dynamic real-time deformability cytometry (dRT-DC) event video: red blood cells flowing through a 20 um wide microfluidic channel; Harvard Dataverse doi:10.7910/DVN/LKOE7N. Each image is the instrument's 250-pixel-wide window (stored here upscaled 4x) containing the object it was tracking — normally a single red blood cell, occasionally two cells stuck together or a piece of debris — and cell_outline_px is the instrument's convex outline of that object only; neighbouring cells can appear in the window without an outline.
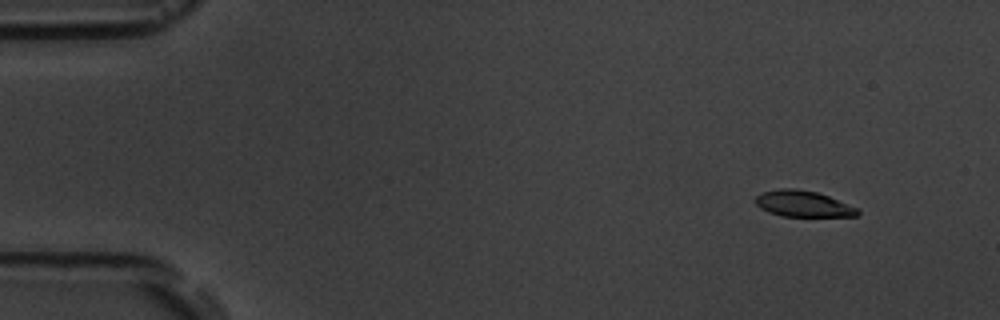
{"species": "common noctule bat (a hibernating species)", "species_latin": "Nyctalus noctula", "temperature_condition": "room temperature", "stored_images_in_passage": 7, "camera_frame_rate_fps": 3000, "um_per_image_px": 0.085, "animal": {"sex": "male", "body_mass_g": 19.5, "forearm_length_mm": 54.6}, "frame": {"image": 1, "passage_image": 2, "time_ms": 1.0, "image_size_px": [1000, 320], "cell_outline_px": [[860, 212], [856, 216], [780, 216], [768, 212], [760, 208], [756, 204], [756, 196], [764, 192], [780, 188], [796, 188], [816, 192], [828, 196], [860, 208]], "centroid_in_image_um": [68.28, 17.32], "position_along_channel_um": 16.7, "area_um2": 15.55}}
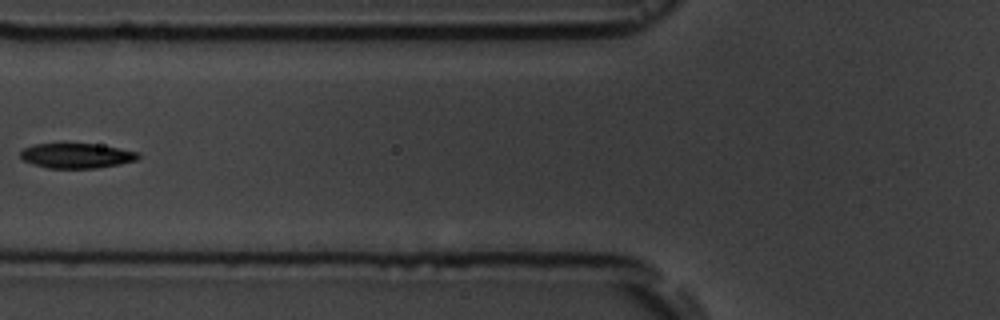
{"frame": {"image": 2, "passage_image": 6, "time_ms": 6.667, "image_size_px": [1000, 320], "cell_outline_px": [[140, 156], [136, 160], [120, 164], [96, 168], [48, 168], [32, 164], [24, 160], [20, 156], [20, 152], [24, 148], [36, 144], [92, 144], [140, 152]], "centroid_in_image_um": [6.5, 13.24], "position_along_channel_um": 119.3, "area_um2": 16.88}}
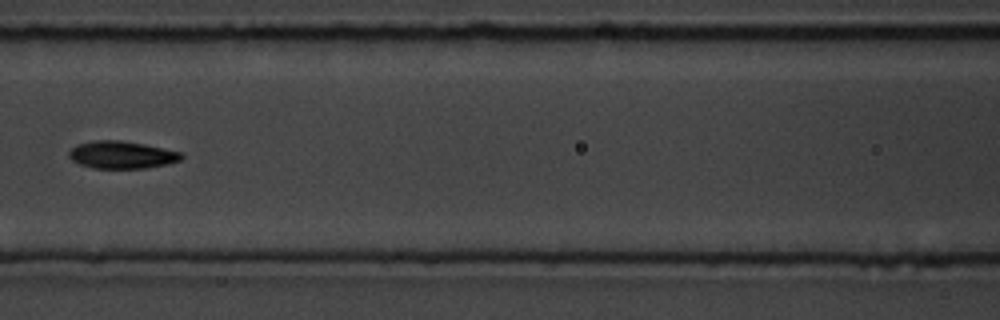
{"frame": {"image": 3, "passage_image": 7, "time_ms": 7.667, "image_size_px": [1000, 320], "cell_outline_px": [[184, 156], [180, 160], [168, 164], [148, 168], [92, 168], [80, 164], [72, 160], [68, 156], [68, 152], [76, 144], [96, 140], [120, 140], [144, 144], [184, 152]], "centroid_in_image_um": [10.37, 13.16], "position_along_channel_um": 156.2, "area_um2": 18.15}}